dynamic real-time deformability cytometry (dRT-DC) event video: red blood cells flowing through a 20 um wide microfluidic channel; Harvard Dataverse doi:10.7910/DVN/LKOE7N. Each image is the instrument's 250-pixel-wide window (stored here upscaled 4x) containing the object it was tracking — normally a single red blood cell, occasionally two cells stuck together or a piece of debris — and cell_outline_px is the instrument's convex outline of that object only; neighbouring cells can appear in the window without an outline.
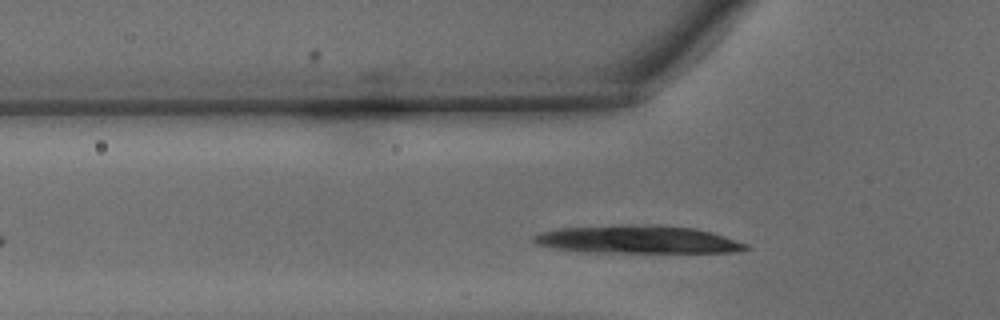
{"species": "common noctule bat (a hibernating species)", "species_latin": "Nyctalus noctula", "temperature_condition": "warm", "stored_images_in_passage": 23, "camera_frame_rate_fps": 3000, "um_per_image_px": 0.085, "animal": {"sex": "male", "body_mass_g": 15.6}, "frame": {"image": 1, "passage_image": 2, "time_ms": 0.333, "image_size_px": [1000, 320], "cell_outline_px": [[752, 248], [736, 252], [576, 252], [552, 248], [536, 244], [532, 240], [532, 236], [540, 232], [556, 228], [628, 224], [660, 224], [696, 228], [712, 232], [748, 244]], "centroid_in_image_um": [54.16, 20.35], "position_along_channel_um": 71.6, "area_um2": 35.14}}
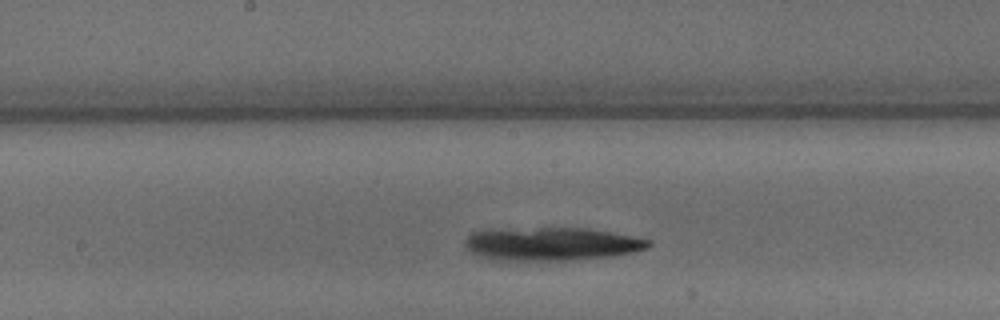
{"frame": {"image": 2, "passage_image": 11, "time_ms": 3.333, "image_size_px": [1000, 320], "cell_outline_px": [[652, 244], [648, 248], [632, 252], [608, 256], [572, 260], [488, 260], [472, 252], [464, 244], [464, 240], [472, 232], [484, 228], [588, 228], [632, 236], [652, 240]], "centroid_in_image_um": [46.81, 20.72], "position_along_channel_um": 201.4, "area_um2": 35.84}}
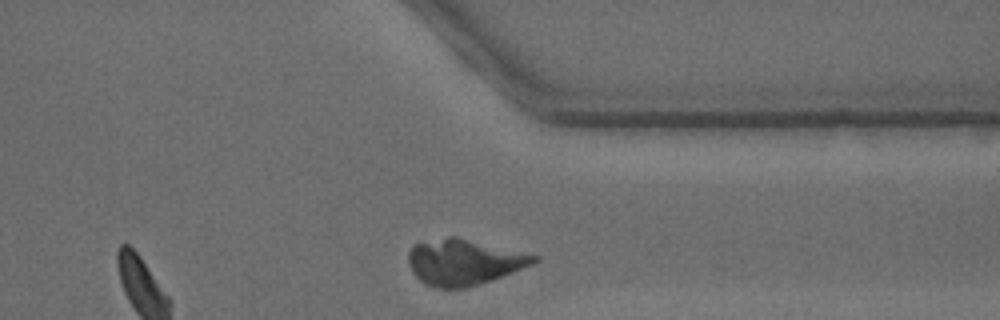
{"frame": {"image": 3, "passage_image": 23, "time_ms": 7.333, "image_size_px": [1000, 320], "cell_outline_px": [[540, 260], [532, 264], [492, 280], [480, 284], [464, 288], [436, 288], [424, 284], [412, 272], [408, 264], [408, 252], [412, 244], [448, 236], [456, 236], [540, 256]], "centroid_in_image_um": [39.4, 22.27], "position_along_channel_um": 372.0, "area_um2": 33.64}}